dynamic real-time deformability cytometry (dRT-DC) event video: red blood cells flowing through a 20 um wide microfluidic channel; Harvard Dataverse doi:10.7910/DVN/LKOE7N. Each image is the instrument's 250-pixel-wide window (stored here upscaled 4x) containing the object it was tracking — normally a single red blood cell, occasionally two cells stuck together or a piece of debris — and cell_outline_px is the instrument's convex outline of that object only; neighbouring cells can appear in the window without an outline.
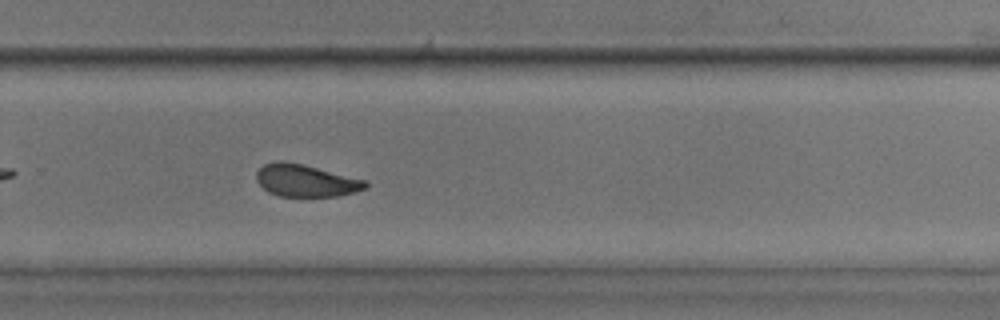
{"species": "common noctule bat (a hibernating species)", "species_latin": "Nyctalus noctula", "temperature_condition": "room temperature", "stored_images_in_passage": 40, "camera_frame_rate_fps": 3000, "um_per_image_px": 0.085, "animal": {"sex": "male", "body_mass_g": 17.9, "forearm_length_mm": 54.2}, "frame": {"image": 1, "passage_image": 34, "time_ms": 11.0, "image_size_px": [1000, 320], "cell_outline_px": [[368, 184], [364, 188], [352, 192], [336, 196], [280, 196], [268, 192], [256, 180], [256, 172], [264, 164], [276, 160], [280, 160], [304, 164], [368, 180]], "centroid_in_image_um": [25.97, 15.33], "position_along_channel_um": 303.8, "area_um2": 20.52}, "authors_computed_cell_mechanics": {"area_um2": 22.0218, "velocity_mm_per_s": 4.0567, "shape_relaxation_time_tau1_ms": 4.6978, "shape_relaxation_time_tau2_ms": 2.2618, "deformation_change_tau1": 0.1308, "deformation_change_tau2": 0.0841}}